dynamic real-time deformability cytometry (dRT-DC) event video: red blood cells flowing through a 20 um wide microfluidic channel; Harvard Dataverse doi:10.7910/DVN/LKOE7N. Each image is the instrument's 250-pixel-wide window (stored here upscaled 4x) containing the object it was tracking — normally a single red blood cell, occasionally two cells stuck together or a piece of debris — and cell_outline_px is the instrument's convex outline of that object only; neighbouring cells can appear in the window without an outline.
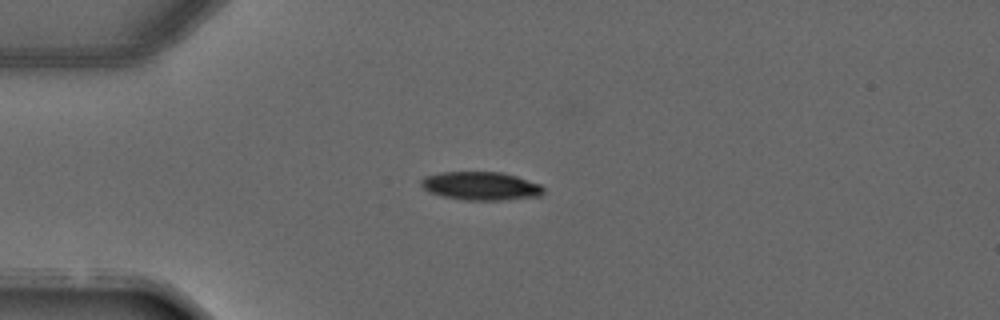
{"species": "common noctule bat (a hibernating species)", "species_latin": "Nyctalus noctula", "temperature_condition": "warm", "stored_images_in_passage": 4, "camera_frame_rate_fps": 3000, "um_per_image_px": 0.085, "animal": {"sex": "male", "forearm_length_mm": 52.5}, "frame": {"image": 1, "passage_image": 4, "time_ms": 3.667, "image_size_px": [1000, 320], "cell_outline_px": [[544, 192], [540, 196], [500, 200], [464, 200], [444, 196], [428, 192], [420, 184], [420, 180], [424, 176], [440, 172], [504, 172], [540, 184], [544, 188]], "centroid_in_image_um": [40.85, 15.8], "position_along_channel_um": 44.1, "area_um2": 20.29}}